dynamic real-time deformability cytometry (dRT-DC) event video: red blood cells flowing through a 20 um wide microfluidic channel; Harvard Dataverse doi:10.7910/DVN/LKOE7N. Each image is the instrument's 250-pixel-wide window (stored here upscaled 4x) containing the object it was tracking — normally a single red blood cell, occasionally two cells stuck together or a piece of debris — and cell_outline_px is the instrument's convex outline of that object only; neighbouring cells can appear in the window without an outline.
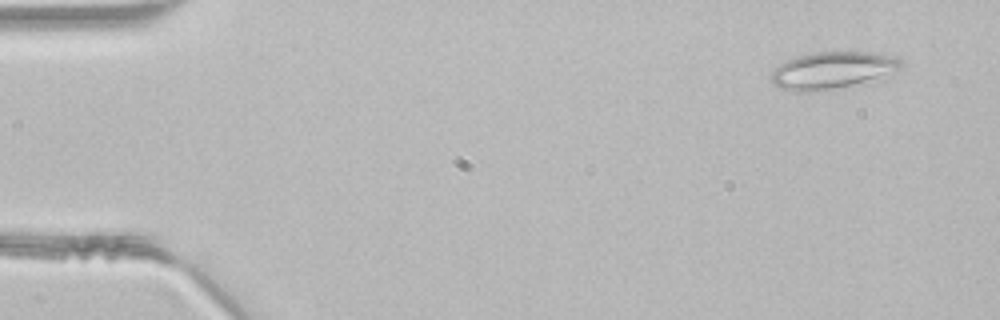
{"species": "common noctule bat (a hibernating species)", "species_latin": "Nyctalus noctula", "temperature_condition": "room temperature", "stored_images_in_passage": 46, "segment_of_instrument_passage": [1, 2], "camera_frame_rate_fps": 3000, "um_per_image_px": 0.085, "animal": {"sex": "male", "body_mass_g": 21.5, "forearm_length_mm": 52.0}, "frame": {"image": 1, "passage_image": 3, "time_ms": 0.667, "image_size_px": [1000, 320], "cell_outline_px": [[904, 68], [884, 80], [832, 88], [804, 92], [796, 92], [780, 88], [772, 84], [772, 72], [780, 64], [788, 60], [800, 56], [816, 52], [884, 52], [896, 56], [904, 64]], "centroid_in_image_um": [70.93, 5.97], "position_along_channel_um": 14.1, "area_um2": 28.67}}
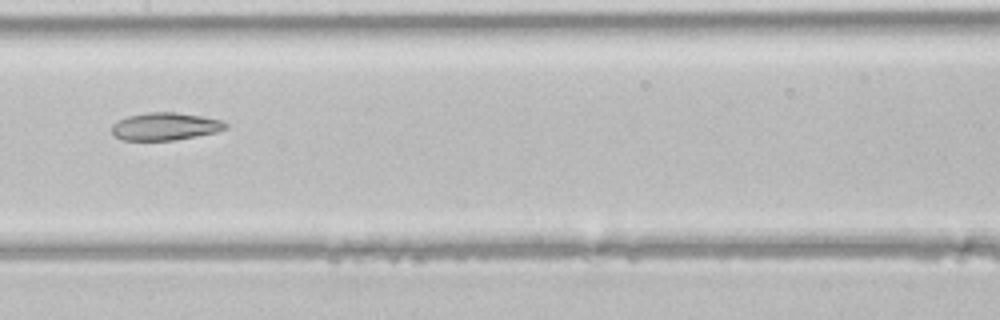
{"frame": {"image": 2, "passage_image": 23, "time_ms": 7.333, "image_size_px": [1000, 320], "cell_outline_px": [[228, 128], [216, 132], [172, 140], [124, 140], [116, 136], [112, 132], [112, 124], [128, 116], [148, 112], [176, 112], [200, 116], [220, 120], [228, 124]], "centroid_in_image_um": [14.04, 10.74], "position_along_channel_um": 193.4, "area_um2": 18.03}}
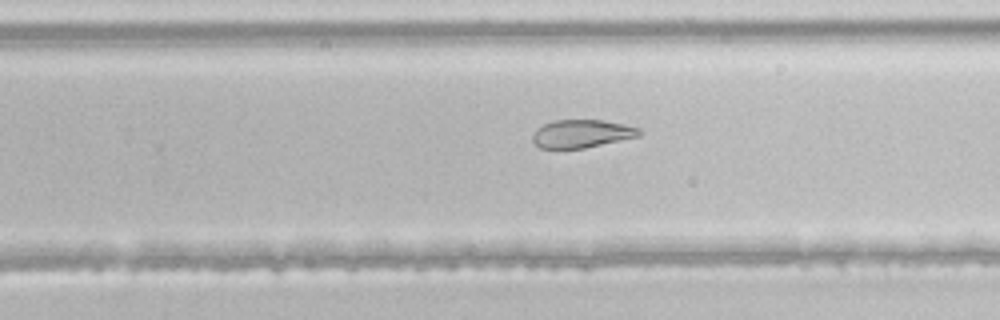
{"frame": {"image": 3, "passage_image": 29, "time_ms": 9.333, "image_size_px": [1000, 320], "cell_outline_px": [[644, 132], [640, 136], [584, 148], [540, 148], [532, 140], [532, 136], [536, 128], [544, 124], [556, 120], [604, 120], [624, 124], [640, 128]], "centroid_in_image_um": [49.48, 11.35], "position_along_channel_um": 280.3, "area_um2": 17.46}}